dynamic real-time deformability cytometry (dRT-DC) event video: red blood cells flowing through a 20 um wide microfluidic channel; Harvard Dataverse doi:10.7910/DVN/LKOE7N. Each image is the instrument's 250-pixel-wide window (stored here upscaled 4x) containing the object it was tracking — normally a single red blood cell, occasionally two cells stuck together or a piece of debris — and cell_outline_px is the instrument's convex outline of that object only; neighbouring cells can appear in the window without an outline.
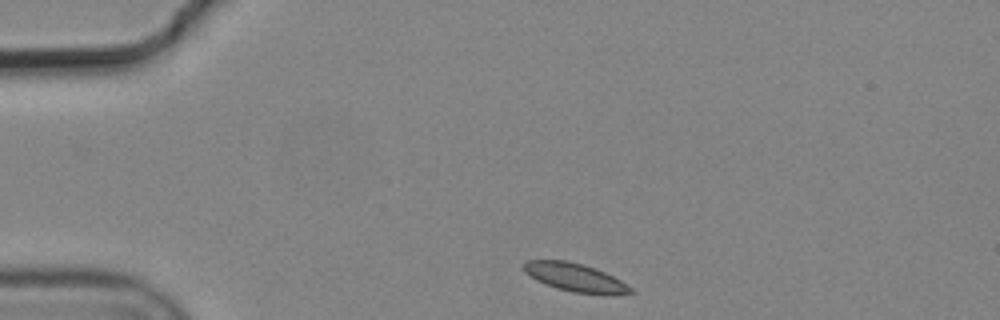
{"species": "common noctule bat (a hibernating species)", "species_latin": "Nyctalus noctula", "temperature_condition": "cold", "stored_images_in_passage": 3, "camera_frame_rate_fps": 3000, "um_per_image_px": 0.085, "animal": {"sex": "male", "body_mass_g": 19.2, "forearm_length_mm": 51.8}, "frame": {"image": 1, "passage_image": 1, "time_ms": 0.0, "image_size_px": [1000, 320], "cell_outline_px": [[636, 292], [572, 292], [556, 288], [536, 280], [524, 272], [524, 264], [528, 260], [564, 260], [584, 264], [596, 268], [620, 280], [632, 288]], "centroid_in_image_um": [48.79, 23.53], "position_along_channel_um": 36.2, "area_um2": 16.88}}
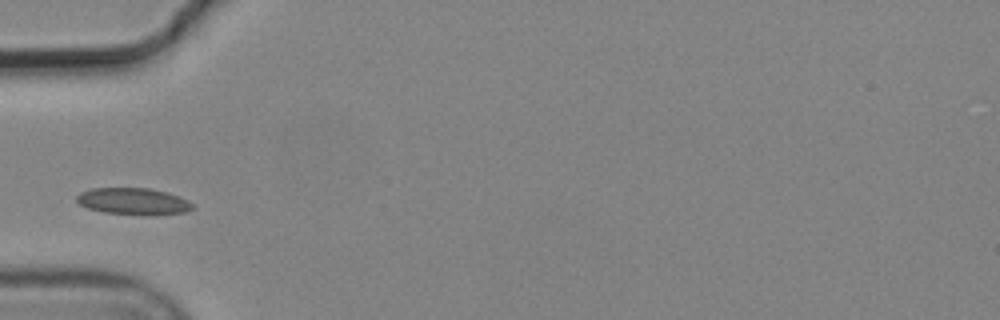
{"frame": {"image": 2, "passage_image": 3, "time_ms": 0.667, "image_size_px": [1000, 320], "cell_outline_px": [[192, 208], [184, 212], [152, 216], [104, 212], [88, 208], [80, 204], [76, 200], [76, 196], [80, 192], [92, 188], [148, 188], [168, 192], [180, 196], [188, 200], [192, 204]], "centroid_in_image_um": [11.34, 17.11], "position_along_channel_um": 73.7, "area_um2": 18.15}}